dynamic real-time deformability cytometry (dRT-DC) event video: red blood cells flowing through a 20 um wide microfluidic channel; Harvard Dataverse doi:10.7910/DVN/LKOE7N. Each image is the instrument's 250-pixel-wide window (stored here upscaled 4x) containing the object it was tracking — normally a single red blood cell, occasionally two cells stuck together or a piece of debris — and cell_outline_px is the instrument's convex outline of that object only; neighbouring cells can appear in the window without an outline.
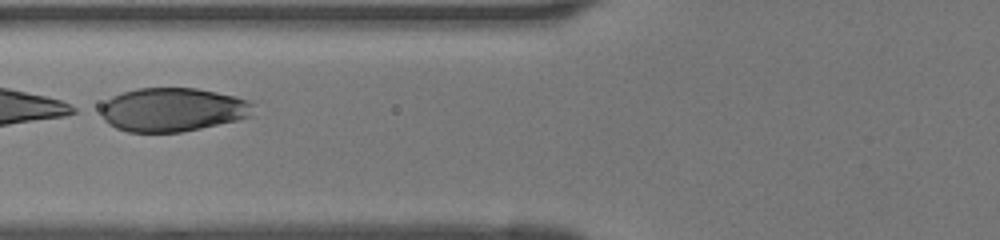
{"species": "human", "species_latin": "Homo sapiens", "temperature_condition": "room temperature", "stored_images_in_passage": 34, "camera_frame_rate_fps": 3000, "um_per_image_px": 0.085, "donor": {"sex": "female"}, "frame": {"image": 1, "passage_image": 13, "time_ms": 4.0, "image_size_px": [1000, 240], "cell_outline_px": [[252, 116], [236, 120], [200, 128], [180, 132], [128, 132], [116, 128], [108, 124], [104, 120], [100, 112], [100, 108], [112, 96], [136, 88], [196, 88], [236, 96], [252, 100]], "centroid_in_image_um": [14.67, 9.32], "position_along_channel_um": 111.1, "area_um2": 38.84}}
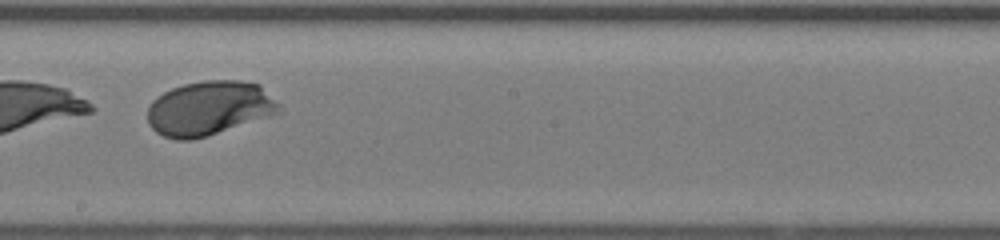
{"frame": {"image": 2, "passage_image": 21, "time_ms": 6.667, "image_size_px": [1000, 240], "cell_outline_px": [[280, 112], [208, 136], [192, 140], [176, 140], [164, 136], [156, 132], [148, 124], [148, 108], [152, 100], [164, 92], [172, 88], [184, 84], [204, 80], [240, 80], [260, 84], [280, 104]], "centroid_in_image_um": [17.77, 9.19], "position_along_channel_um": 230.4, "area_um2": 41.67}}
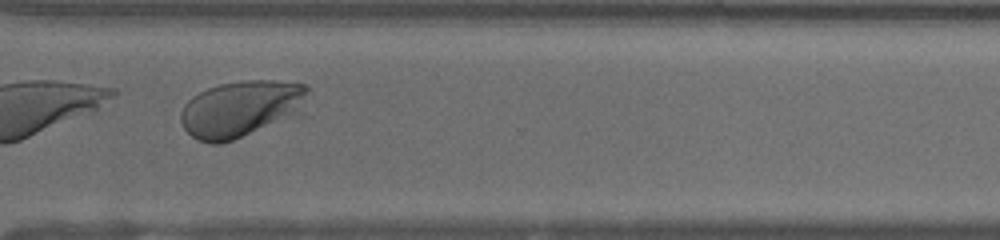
{"frame": {"image": 3, "passage_image": 29, "time_ms": 9.333, "image_size_px": [1000, 240], "cell_outline_px": [[308, 92], [300, 116], [232, 140], [220, 144], [212, 144], [196, 140], [184, 128], [180, 120], [180, 112], [184, 104], [192, 96], [208, 88], [220, 84], [244, 80], [272, 80], [304, 84], [308, 88]], "centroid_in_image_um": [20.5, 9.26], "position_along_channel_um": 350.1, "area_um2": 42.31}}